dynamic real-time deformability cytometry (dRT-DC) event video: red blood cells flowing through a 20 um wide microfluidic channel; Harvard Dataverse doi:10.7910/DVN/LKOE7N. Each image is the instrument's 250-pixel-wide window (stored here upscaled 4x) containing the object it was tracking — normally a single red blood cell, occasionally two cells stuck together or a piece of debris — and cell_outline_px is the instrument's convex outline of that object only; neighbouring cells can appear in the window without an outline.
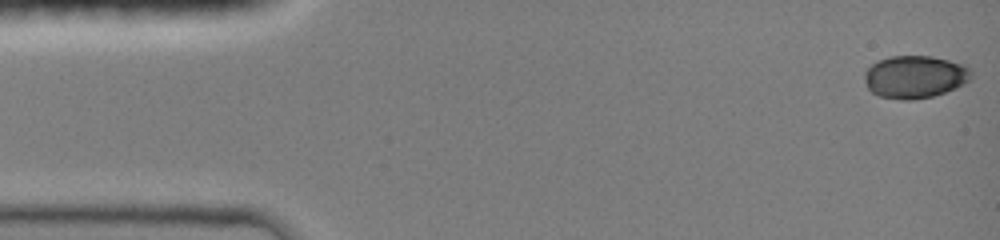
{"species": "common noctule bat (a hibernating species)", "species_latin": "Nyctalus noctula", "temperature_condition": "room temperature", "stored_images_in_passage": 61, "camera_frame_rate_fps": 3000, "um_per_image_px": 0.085, "animal": {"sex": "female", "body_mass_g": 19.0, "forearm_length_mm": 51.5}, "frame": {"image": 1, "passage_image": 1, "time_ms": 0.0, "image_size_px": [1000, 240], "cell_outline_px": [[972, 76], [968, 80], [944, 92], [932, 96], [912, 100], [900, 100], [876, 96], [868, 88], [864, 80], [864, 72], [876, 60], [888, 56], [932, 56], [968, 64], [972, 72]], "centroid_in_image_um": [77.73, 6.51], "position_along_channel_um": 7.3, "area_um2": 26.76}}
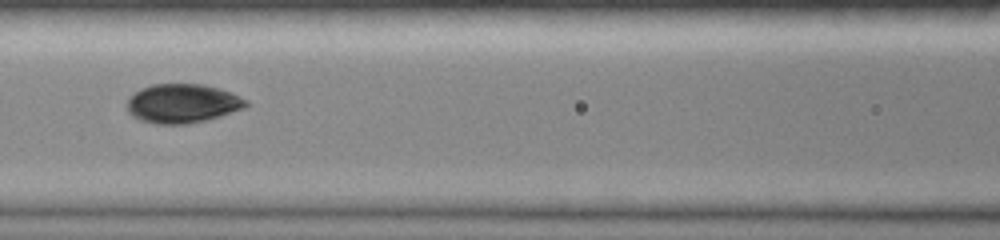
{"frame": {"image": 2, "passage_image": 34, "time_ms": 6.333, "image_size_px": [1000, 240], "cell_outline_px": [[248, 104], [244, 108], [220, 116], [188, 124], [156, 124], [140, 120], [132, 116], [128, 112], [128, 96], [140, 88], [152, 84], [204, 84], [220, 88], [248, 100]], "centroid_in_image_um": [15.48, 8.79], "position_along_channel_um": 151.1, "area_um2": 27.17}}
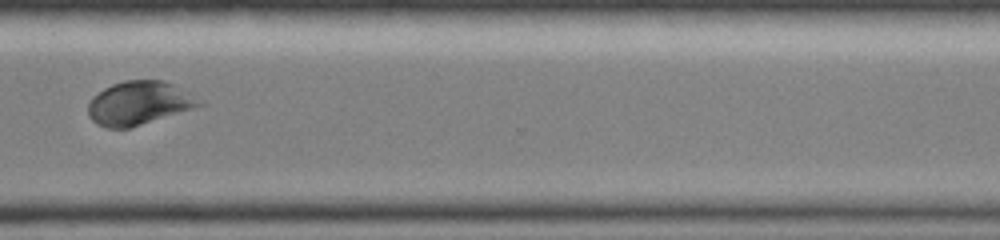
{"frame": {"image": 3, "passage_image": 60, "time_ms": 11.333, "image_size_px": [1000, 240], "cell_outline_px": [[208, 104], [128, 128], [108, 128], [96, 124], [88, 116], [88, 104], [92, 96], [104, 88], [112, 84], [124, 80], [164, 80], [176, 84], [204, 100]], "centroid_in_image_um": [11.86, 8.74], "position_along_channel_um": 358.7, "area_um2": 28.67}}